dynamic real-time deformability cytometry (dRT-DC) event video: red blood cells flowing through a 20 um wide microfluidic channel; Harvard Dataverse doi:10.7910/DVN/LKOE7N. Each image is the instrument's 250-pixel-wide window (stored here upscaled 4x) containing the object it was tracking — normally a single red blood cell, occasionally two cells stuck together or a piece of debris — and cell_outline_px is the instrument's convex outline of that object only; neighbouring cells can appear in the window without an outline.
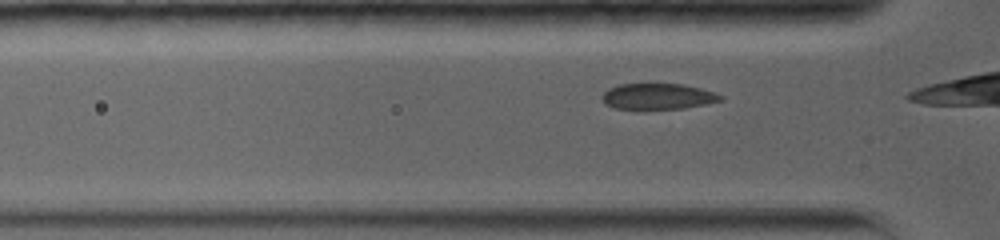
{"species": "common noctule bat (a hibernating species)", "species_latin": "Nyctalus noctula", "temperature_condition": "warm", "stored_images_in_passage": 22, "camera_frame_rate_fps": 5000, "um_per_image_px": 0.085, "animal": {"sex": "female", "body_mass_g": 19.0, "forearm_length_mm": 56.7}, "frame": {"image": 1, "passage_image": 2, "time_ms": 0.4, "image_size_px": [1000, 240], "cell_outline_px": [[724, 100], [684, 108], [616, 108], [604, 104], [600, 96], [608, 88], [620, 84], [684, 84], [700, 88], [724, 96]], "centroid_in_image_um": [55.9, 8.18], "position_along_channel_um": 69.9, "area_um2": 17.69}}
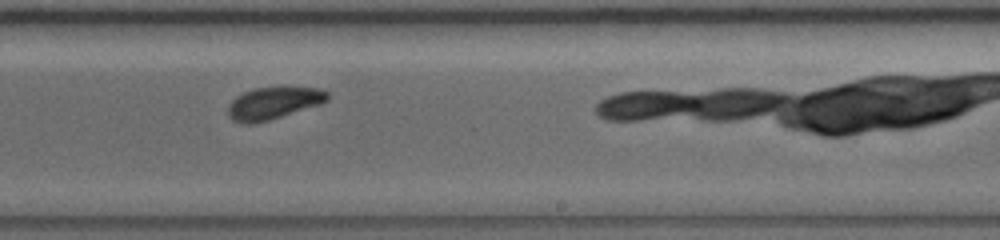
{"frame": {"image": 2, "passage_image": 12, "time_ms": 5.6, "image_size_px": [1000, 240], "cell_outline_px": [[328, 100], [320, 104], [268, 120], [252, 124], [248, 124], [232, 120], [228, 116], [228, 104], [236, 96], [244, 92], [256, 88], [320, 88], [328, 92]], "centroid_in_image_um": [23.21, 8.77], "position_along_channel_um": 265.8, "area_um2": 18.26}}
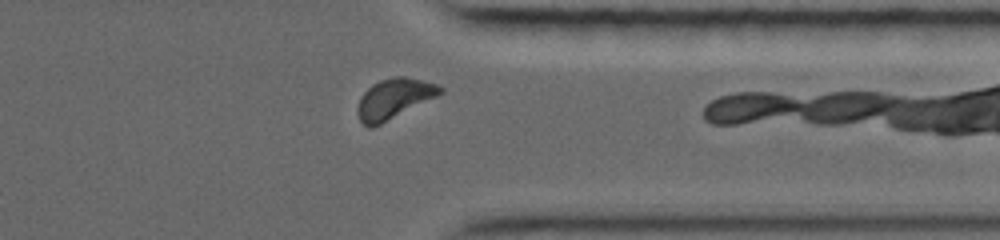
{"frame": {"image": 3, "passage_image": 18, "time_ms": 8.6, "image_size_px": [1000, 240], "cell_outline_px": [[444, 92], [372, 128], [368, 128], [360, 120], [356, 112], [356, 108], [360, 96], [372, 84], [380, 80], [392, 76], [404, 76], [436, 84], [444, 88]], "centroid_in_image_um": [33.44, 8.38], "position_along_channel_um": 378.0, "area_um2": 19.13}}